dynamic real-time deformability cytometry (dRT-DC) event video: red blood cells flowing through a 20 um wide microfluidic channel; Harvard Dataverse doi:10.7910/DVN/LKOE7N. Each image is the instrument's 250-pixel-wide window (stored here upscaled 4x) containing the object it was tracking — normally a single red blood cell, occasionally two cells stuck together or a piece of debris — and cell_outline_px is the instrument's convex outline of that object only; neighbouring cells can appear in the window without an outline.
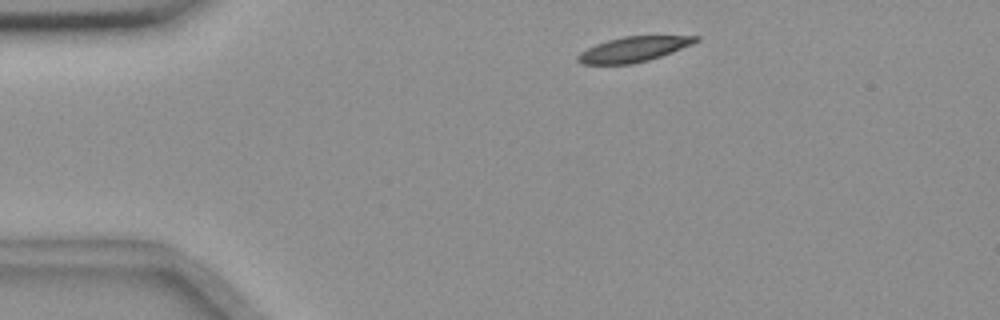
{"species": "common noctule bat (a hibernating species)", "species_latin": "Nyctalus noctula", "temperature_condition": "room temperature", "stored_images_in_passage": 3, "camera_frame_rate_fps": 3000, "um_per_image_px": 0.085, "animal": {"sex": "female", "body_mass_g": 18.4}, "frame": {"image": 1, "passage_image": 1, "time_ms": 0.0, "image_size_px": [1000, 320], "cell_outline_px": [[700, 40], [692, 44], [672, 52], [648, 60], [632, 64], [580, 64], [576, 60], [576, 56], [580, 52], [596, 44], [608, 40], [624, 36], [700, 36]], "centroid_in_image_um": [53.82, 4.19], "position_along_channel_um": 31.2, "area_um2": 17.17}}
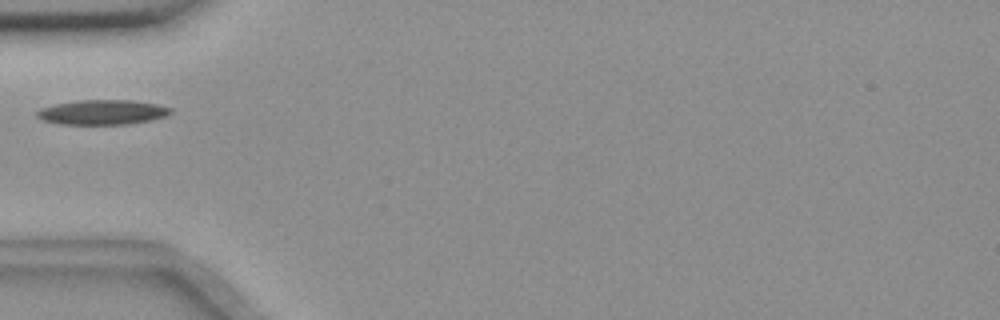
{"frame": {"image": 2, "passage_image": 3, "time_ms": 2.667, "image_size_px": [1000, 320], "cell_outline_px": [[172, 112], [168, 116], [152, 120], [128, 124], [60, 124], [44, 120], [36, 116], [36, 112], [40, 108], [56, 104], [80, 100], [132, 100], [156, 104], [172, 108]], "centroid_in_image_um": [8.74, 9.54], "position_along_channel_um": 76.3, "area_um2": 19.31}}